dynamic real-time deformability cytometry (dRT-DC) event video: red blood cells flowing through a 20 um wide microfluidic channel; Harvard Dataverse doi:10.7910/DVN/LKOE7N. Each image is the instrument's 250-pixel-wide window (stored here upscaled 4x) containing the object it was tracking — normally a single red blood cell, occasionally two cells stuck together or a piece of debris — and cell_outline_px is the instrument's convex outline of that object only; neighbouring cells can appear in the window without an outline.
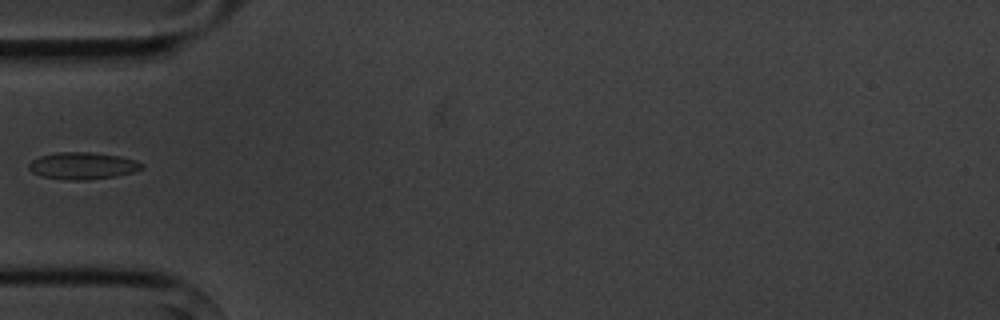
{"species": "common noctule bat (a hibernating species)", "species_latin": "Nyctalus noctula", "temperature_condition": "cold", "stored_images_in_passage": 5, "camera_frame_rate_fps": 3000, "um_per_image_px": 0.085, "animal": {"sex": "male", "body_mass_g": 20.1, "forearm_length_mm": 53.5}, "frame": {"image": 1, "passage_image": 5, "time_ms": 4.667, "image_size_px": [1000, 320], "cell_outline_px": [[144, 168], [132, 172], [116, 176], [88, 180], [68, 180], [44, 176], [32, 172], [28, 168], [28, 164], [32, 160], [40, 156], [56, 152], [88, 152], [120, 156], [136, 160], [144, 164]], "centroid_in_image_um": [7.04, 14.09], "position_along_channel_um": 78.0, "area_um2": 17.74}}